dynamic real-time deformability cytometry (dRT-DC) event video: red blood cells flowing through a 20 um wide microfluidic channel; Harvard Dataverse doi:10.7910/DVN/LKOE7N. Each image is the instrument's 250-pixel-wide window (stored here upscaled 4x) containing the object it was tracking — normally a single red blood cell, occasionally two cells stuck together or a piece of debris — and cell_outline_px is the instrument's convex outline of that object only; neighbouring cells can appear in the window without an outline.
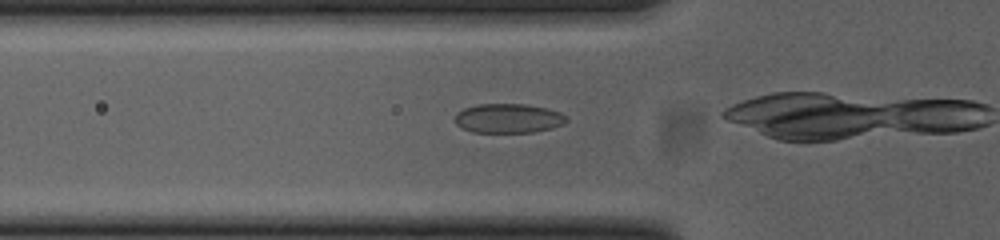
{"species": "common noctule bat (a hibernating species)", "species_latin": "Nyctalus noctula", "temperature_condition": "cold", "stored_images_in_passage": 18, "camera_frame_rate_fps": 3000, "um_per_image_px": 0.085, "animal": {"sex": "female", "body_mass_g": 23.0, "forearm_length_mm": 53.4}, "frame": {"image": 1, "passage_image": 13, "time_ms": 4.0, "image_size_px": [1000, 240], "cell_outline_px": [[568, 120], [564, 124], [552, 128], [532, 132], [472, 132], [456, 124], [456, 112], [464, 108], [476, 104], [528, 104], [548, 108], [560, 112]], "centroid_in_image_um": [43.22, 10.05], "position_along_channel_um": 82.6, "area_um2": 19.07}}